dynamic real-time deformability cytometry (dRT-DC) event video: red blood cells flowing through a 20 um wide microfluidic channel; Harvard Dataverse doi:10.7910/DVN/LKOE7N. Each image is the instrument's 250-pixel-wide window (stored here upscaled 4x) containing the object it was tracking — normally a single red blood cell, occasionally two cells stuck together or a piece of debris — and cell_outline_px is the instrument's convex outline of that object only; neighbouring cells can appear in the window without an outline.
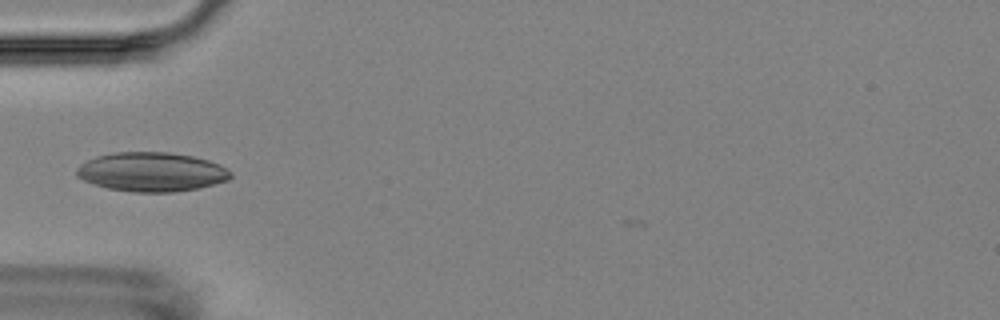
{"species": "Egyptian fruit bat (a non-hibernating species)", "species_latin": "Rousettus aegyptiacus", "temperature_condition": "room temperature", "stored_images_in_passage": 4, "camera_frame_rate_fps": 3000, "um_per_image_px": 0.085, "animal": {"sex": "female"}, "frame": {"image": 1, "passage_image": 2, "time_ms": 1.333, "image_size_px": [1000, 320], "cell_outline_px": [[232, 176], [228, 180], [200, 188], [176, 192], [132, 192], [108, 188], [92, 184], [76, 176], [76, 168], [80, 164], [96, 156], [116, 152], [168, 152], [192, 156], [208, 160], [220, 164], [232, 172]], "centroid_in_image_um": [12.89, 14.62], "position_along_channel_um": 72.1, "area_um2": 35.37}}